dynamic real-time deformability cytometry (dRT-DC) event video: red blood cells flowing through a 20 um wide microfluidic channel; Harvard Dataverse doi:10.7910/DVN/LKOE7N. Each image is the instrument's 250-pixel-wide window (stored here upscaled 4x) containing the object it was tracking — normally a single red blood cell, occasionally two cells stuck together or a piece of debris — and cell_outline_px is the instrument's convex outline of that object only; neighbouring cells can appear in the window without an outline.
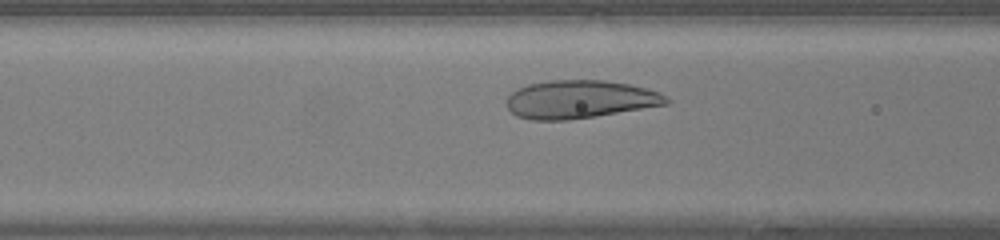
{"species": "human", "species_latin": "Homo sapiens", "temperature_condition": "warm", "stored_images_in_passage": 31, "camera_frame_rate_fps": 3000, "um_per_image_px": 0.085, "donor": {"sex": "female"}, "frame": {"image": 1, "passage_image": 10, "time_ms": 3.0, "image_size_px": [1000, 240], "cell_outline_px": [[672, 100], [668, 104], [596, 116], [568, 120], [532, 120], [516, 116], [508, 108], [508, 96], [516, 88], [528, 84], [548, 80], [604, 80], [628, 84], [648, 88], [660, 92]], "centroid_in_image_um": [49.31, 8.44], "position_along_channel_um": 117.3, "area_um2": 35.6}}
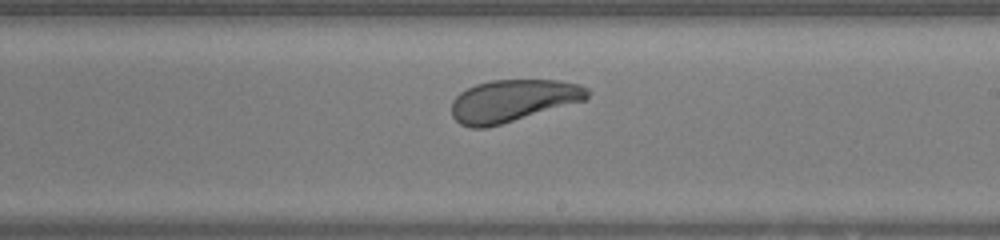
{"frame": {"image": 2, "passage_image": 19, "time_ms": 6.0, "image_size_px": [1000, 240], "cell_outline_px": [[588, 96], [584, 100], [488, 128], [472, 128], [460, 124], [452, 116], [452, 100], [460, 92], [476, 84], [492, 80], [560, 80], [580, 84], [588, 88]], "centroid_in_image_um": [43.56, 8.56], "position_along_channel_um": 245.4, "area_um2": 33.23}}
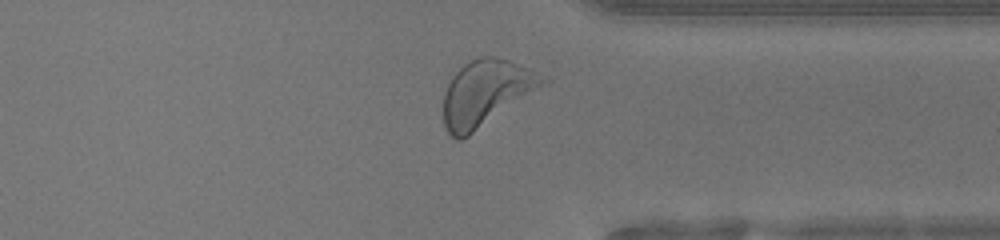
{"frame": {"image": 3, "passage_image": 28, "time_ms": 9.0, "image_size_px": [1000, 240], "cell_outline_px": [[552, 80], [468, 136], [460, 140], [456, 140], [448, 132], [444, 124], [444, 92], [452, 76], [464, 64], [472, 60], [484, 56], [492, 56], [508, 60], [528, 68]], "centroid_in_image_um": [41.3, 7.9], "position_along_channel_um": 370.1, "area_um2": 37.57}, "authors_computed_cell_mechanics": {"area_um2": 34.2754, "velocity_mm_per_s": 4.2776, "shape_relaxation_time_tau1_ms": 1.7919, "shape_relaxation_time_tau2_ms": null, "deformation_change_tau1": 0.0943, "deformation_change_tau2": null}}